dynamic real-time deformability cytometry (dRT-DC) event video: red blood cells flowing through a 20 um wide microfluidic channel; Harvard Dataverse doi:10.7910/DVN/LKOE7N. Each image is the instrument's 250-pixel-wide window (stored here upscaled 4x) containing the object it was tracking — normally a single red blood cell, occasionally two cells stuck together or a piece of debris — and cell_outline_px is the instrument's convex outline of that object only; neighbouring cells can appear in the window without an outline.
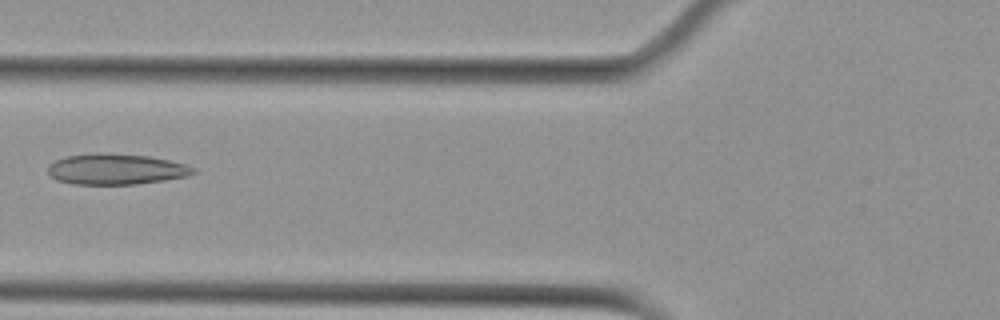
{"species": "Egyptian fruit bat (a non-hibernating species)", "species_latin": "Rousettus aegyptiacus", "temperature_condition": "cold", "stored_images_in_passage": 3, "camera_frame_rate_fps": 3000, "um_per_image_px": 0.085, "animal": {"sex": "female"}, "frame": {"image": 1, "passage_image": 2, "time_ms": 1.333, "image_size_px": [1000, 320], "cell_outline_px": [[196, 172], [188, 176], [164, 180], [136, 184], [72, 184], [56, 180], [48, 172], [48, 164], [56, 160], [68, 156], [96, 152], [104, 152], [148, 156], [168, 160], [184, 164], [196, 168]], "centroid_in_image_um": [9.85, 14.37], "position_along_channel_um": 115.9, "area_um2": 26.13}}
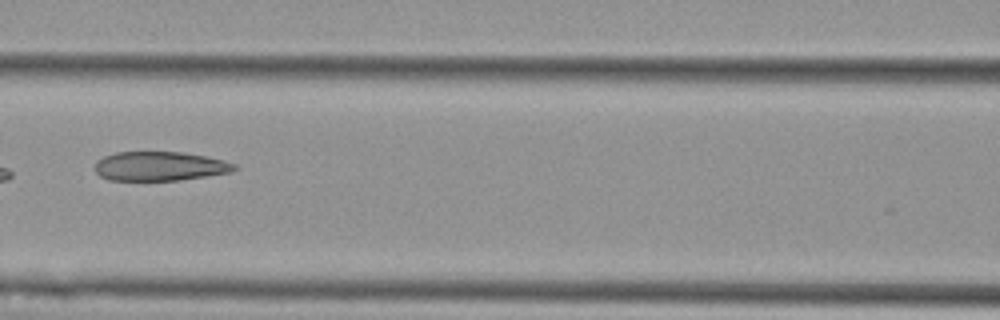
{"frame": {"image": 2, "passage_image": 3, "time_ms": 2.333, "image_size_px": [1000, 320], "cell_outline_px": [[240, 168], [232, 172], [176, 180], [108, 180], [100, 176], [96, 172], [96, 160], [104, 156], [116, 152], [184, 152], [224, 160], [236, 164]], "centroid_in_image_um": [13.6, 14.12], "position_along_channel_um": 153.0, "area_um2": 23.7}}